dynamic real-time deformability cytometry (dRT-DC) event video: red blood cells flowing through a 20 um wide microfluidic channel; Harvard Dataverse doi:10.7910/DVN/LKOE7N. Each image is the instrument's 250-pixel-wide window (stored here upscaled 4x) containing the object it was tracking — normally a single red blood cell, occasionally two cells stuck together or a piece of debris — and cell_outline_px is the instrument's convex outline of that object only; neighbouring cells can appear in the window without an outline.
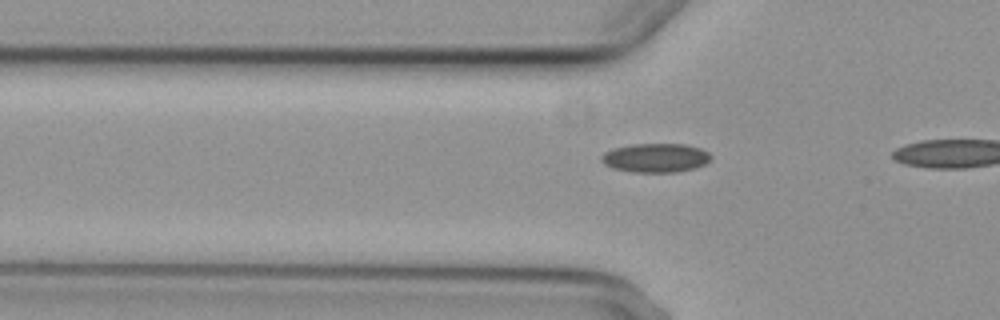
{"species": "common noctule bat (a hibernating species)", "species_latin": "Nyctalus noctula", "temperature_condition": "cold", "stored_images_in_passage": 5, "segment_of_instrument_passage": [2, 2], "camera_frame_rate_fps": 3000, "um_per_image_px": 0.085, "animal": {"sex": "female", "body_mass_g": 29.2, "forearm_length_mm": 56.3}, "frame": {"image": 1, "passage_image": 5, "time_ms": 4.667, "image_size_px": [1000, 320], "cell_outline_px": [[712, 156], [704, 164], [692, 168], [676, 172], [632, 172], [612, 168], [604, 164], [600, 160], [600, 156], [604, 152], [616, 148], [632, 144], [684, 144], [700, 148], [708, 152]], "centroid_in_image_um": [55.69, 13.41], "position_along_channel_um": 70.1, "area_um2": 18.38}}